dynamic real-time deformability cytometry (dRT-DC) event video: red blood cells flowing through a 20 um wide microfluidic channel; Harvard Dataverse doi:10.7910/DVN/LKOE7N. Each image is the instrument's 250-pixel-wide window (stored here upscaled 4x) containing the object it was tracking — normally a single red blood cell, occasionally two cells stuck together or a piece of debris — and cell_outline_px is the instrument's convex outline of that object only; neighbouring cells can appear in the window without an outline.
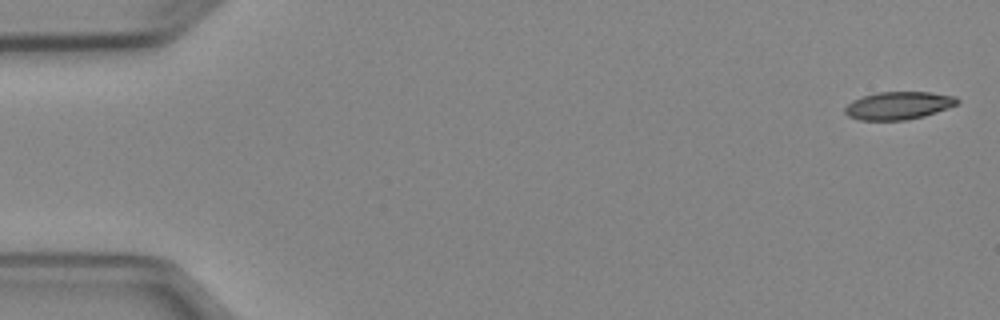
{"species": "Egyptian fruit bat (a non-hibernating species)", "species_latin": "Rousettus aegyptiacus", "temperature_condition": "cold", "stored_images_in_passage": 5, "camera_frame_rate_fps": 3000, "um_per_image_px": 0.085, "animal": {"sex": "female"}, "frame": {"image": 1, "passage_image": 1, "time_ms": 0.0, "image_size_px": [1000, 320], "cell_outline_px": [[960, 100], [956, 104], [948, 108], [924, 116], [908, 120], [860, 120], [848, 116], [844, 112], [844, 108], [852, 100], [876, 92], [928, 92], [956, 96]], "centroid_in_image_um": [76.36, 8.97], "position_along_channel_um": 8.6, "area_um2": 18.21}}
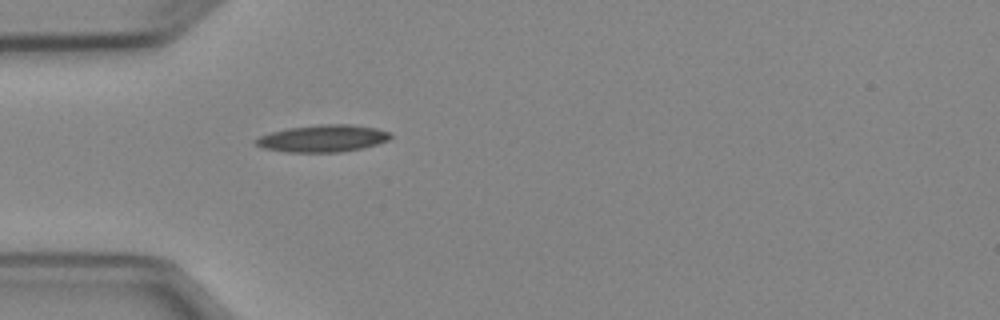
{"frame": {"image": 2, "passage_image": 5, "time_ms": 4.667, "image_size_px": [1000, 320], "cell_outline_px": [[392, 136], [388, 140], [364, 148], [340, 152], [288, 152], [264, 148], [256, 144], [252, 140], [260, 136], [272, 132], [288, 128], [320, 124], [352, 124], [376, 128], [392, 132]], "centroid_in_image_um": [27.47, 11.76], "position_along_channel_um": 57.5, "area_um2": 21.33}}